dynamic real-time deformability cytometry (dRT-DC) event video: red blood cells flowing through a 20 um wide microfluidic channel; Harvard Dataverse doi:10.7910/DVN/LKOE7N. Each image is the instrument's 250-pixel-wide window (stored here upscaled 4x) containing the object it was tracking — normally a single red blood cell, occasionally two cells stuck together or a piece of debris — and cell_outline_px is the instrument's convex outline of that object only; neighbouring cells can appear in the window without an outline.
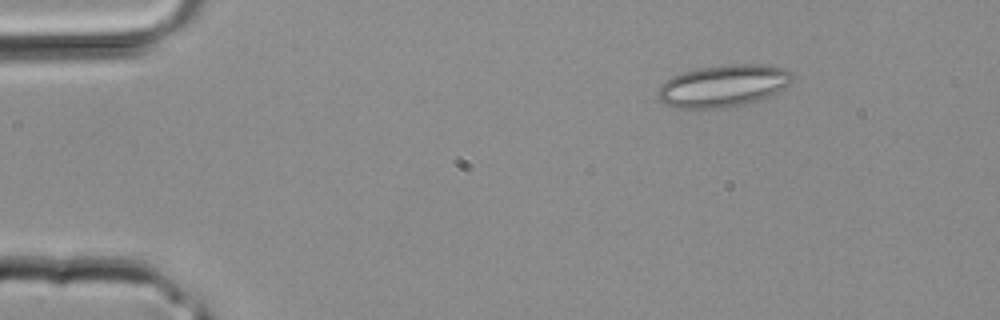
{"species": "common noctule bat (a hibernating species)", "species_latin": "Nyctalus noctula", "temperature_condition": "room temperature", "stored_images_in_passage": 3, "camera_frame_rate_fps": 3000, "um_per_image_px": 0.085, "animal": {"sex": "male", "body_mass_g": 20.4}, "frame": {"image": 1, "passage_image": 1, "time_ms": 0.0, "image_size_px": [1000, 320], "cell_outline_px": [[796, 76], [788, 84], [776, 92], [760, 100], [736, 108], [676, 108], [664, 104], [660, 100], [656, 92], [660, 84], [672, 76], [684, 72], [700, 68], [728, 64], [760, 64], [788, 68]], "centroid_in_image_um": [61.49, 7.3], "position_along_channel_um": 23.5, "area_um2": 33.47}}